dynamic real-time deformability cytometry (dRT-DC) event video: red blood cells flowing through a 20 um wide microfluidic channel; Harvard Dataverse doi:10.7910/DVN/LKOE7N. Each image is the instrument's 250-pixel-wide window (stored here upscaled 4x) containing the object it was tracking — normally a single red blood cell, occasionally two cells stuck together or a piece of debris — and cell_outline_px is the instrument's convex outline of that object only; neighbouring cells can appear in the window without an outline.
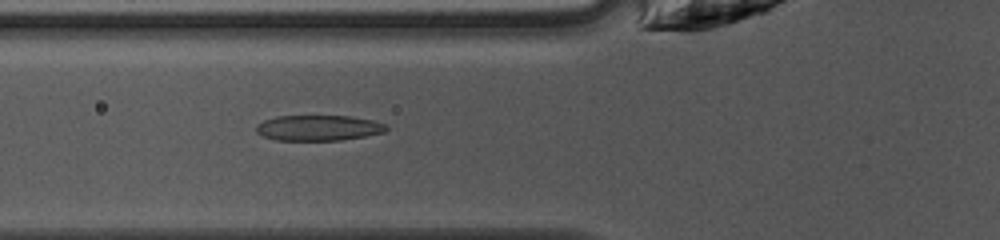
{"species": "common noctule bat (a hibernating species)", "species_latin": "Nyctalus noctula", "temperature_condition": "warm", "stored_images_in_passage": 48, "camera_frame_rate_fps": 3000, "um_per_image_px": 0.085, "animal": {"sex": "female", "body_mass_g": 10.0, "forearm_length_mm": 53.1}, "frame": {"image": 1, "passage_image": 18, "time_ms": 5.667, "image_size_px": [1000, 240], "cell_outline_px": [[388, 128], [384, 132], [364, 136], [340, 140], [276, 140], [264, 136], [256, 132], [256, 124], [264, 120], [276, 116], [352, 116], [372, 120], [384, 124]], "centroid_in_image_um": [27.04, 10.86], "position_along_channel_um": 98.8, "area_um2": 19.25}}
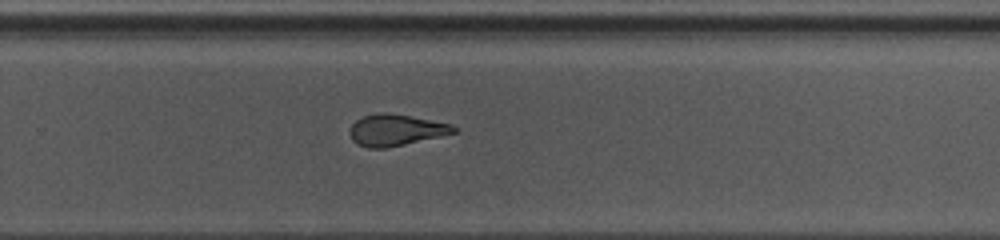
{"frame": {"image": 2, "passage_image": 32, "time_ms": 10.333, "image_size_px": [1000, 240], "cell_outline_px": [[460, 132], [388, 148], [368, 148], [352, 140], [352, 124], [356, 120], [364, 116], [380, 112], [384, 112], [408, 116], [452, 124]], "centroid_in_image_um": [33.71, 11.06], "position_along_channel_um": 296.1, "area_um2": 18.79}}
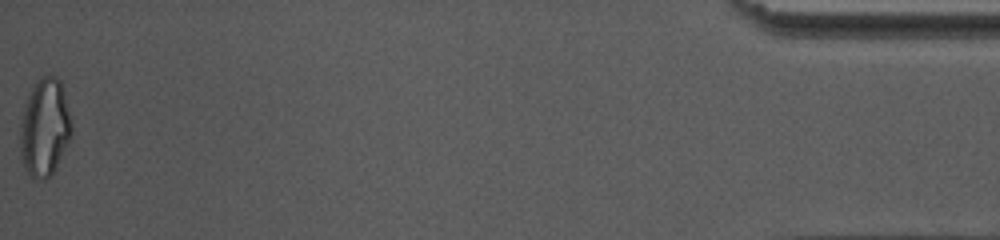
{"frame": {"image": 3, "passage_image": 48, "time_ms": 15.667, "image_size_px": [1000, 240], "cell_outline_px": [[72, 136], [52, 176], [44, 180], [32, 180], [20, 160], [20, 124], [24, 104], [36, 80], [44, 76], [56, 76], [60, 80], [64, 92], [72, 124]], "centroid_in_image_um": [3.79, 10.9], "position_along_channel_um": 431.4, "area_um2": 29.82}, "authors_computed_cell_mechanics": {"area_um2": 20.4323, "velocity_mm_per_s": 4.2087, "shape_relaxation_time_tau1_ms": 6.318, "shape_relaxation_time_tau2_ms": 1.5765, "deformation_change_tau1": 0.2199, "deformation_change_tau2": 0.0966}}